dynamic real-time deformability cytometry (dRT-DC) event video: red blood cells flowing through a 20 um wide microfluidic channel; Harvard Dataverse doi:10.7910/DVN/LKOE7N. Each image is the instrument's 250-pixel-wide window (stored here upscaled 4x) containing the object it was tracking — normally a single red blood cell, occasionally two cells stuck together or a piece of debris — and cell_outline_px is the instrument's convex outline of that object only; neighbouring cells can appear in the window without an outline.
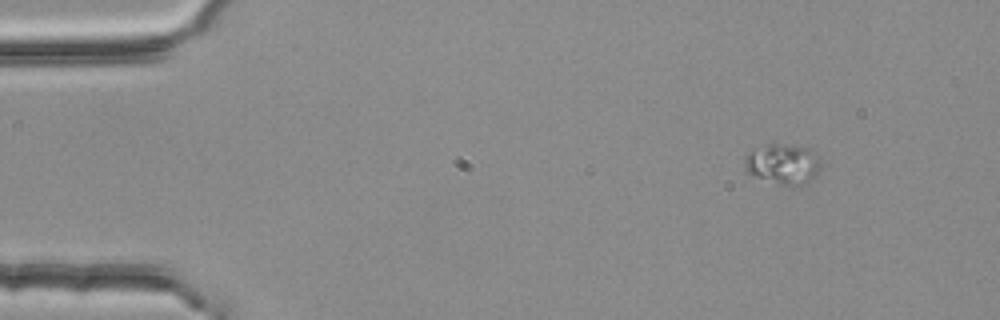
{"species": "common noctule bat (a hibernating species)", "species_latin": "Nyctalus noctula", "temperature_condition": "room temperature", "stored_images_in_passage": 3, "camera_frame_rate_fps": 3000, "um_per_image_px": 0.085, "animal": {"sex": "female", "body_mass_g": 25.1}, "frame": {"image": 1, "passage_image": 1, "time_ms": 0.0, "image_size_px": [1000, 320], "cell_outline_px": [[820, 168], [816, 176], [804, 184], [780, 184], [756, 176], [748, 172], [744, 168], [744, 156], [748, 152], [768, 144], [800, 144], [812, 148], [816, 152], [820, 160]], "centroid_in_image_um": [66.59, 13.89], "position_along_channel_um": 18.4, "area_um2": 18.03}}